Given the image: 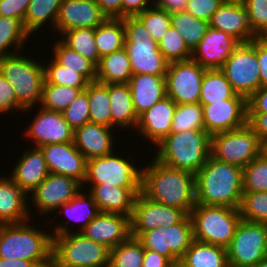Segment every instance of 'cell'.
I'll return each instance as SVG.
<instances>
[{
  "label": "cell",
  "instance_id": "obj_45",
  "mask_svg": "<svg viewBox=\"0 0 267 267\" xmlns=\"http://www.w3.org/2000/svg\"><path fill=\"white\" fill-rule=\"evenodd\" d=\"M51 58V61L47 62L48 65L44 64V83L63 85L76 89L87 88L89 82L82 75L76 73V71L66 69L53 57Z\"/></svg>",
  "mask_w": 267,
  "mask_h": 267
},
{
  "label": "cell",
  "instance_id": "obj_41",
  "mask_svg": "<svg viewBox=\"0 0 267 267\" xmlns=\"http://www.w3.org/2000/svg\"><path fill=\"white\" fill-rule=\"evenodd\" d=\"M94 36L95 28H75L67 30L60 38L68 47L98 66L101 58Z\"/></svg>",
  "mask_w": 267,
  "mask_h": 267
},
{
  "label": "cell",
  "instance_id": "obj_15",
  "mask_svg": "<svg viewBox=\"0 0 267 267\" xmlns=\"http://www.w3.org/2000/svg\"><path fill=\"white\" fill-rule=\"evenodd\" d=\"M82 189V184L71 177L49 173L46 179L30 193L31 195H28L31 198L28 201L32 202V205L29 202L30 215H33L30 210L32 206L41 216L54 213L55 210L57 213L62 204L69 202Z\"/></svg>",
  "mask_w": 267,
  "mask_h": 267
},
{
  "label": "cell",
  "instance_id": "obj_65",
  "mask_svg": "<svg viewBox=\"0 0 267 267\" xmlns=\"http://www.w3.org/2000/svg\"><path fill=\"white\" fill-rule=\"evenodd\" d=\"M232 3H236V4H240V5H244L245 3H247L249 0H226Z\"/></svg>",
  "mask_w": 267,
  "mask_h": 267
},
{
  "label": "cell",
  "instance_id": "obj_54",
  "mask_svg": "<svg viewBox=\"0 0 267 267\" xmlns=\"http://www.w3.org/2000/svg\"><path fill=\"white\" fill-rule=\"evenodd\" d=\"M30 0H0V16L24 21Z\"/></svg>",
  "mask_w": 267,
  "mask_h": 267
},
{
  "label": "cell",
  "instance_id": "obj_43",
  "mask_svg": "<svg viewBox=\"0 0 267 267\" xmlns=\"http://www.w3.org/2000/svg\"><path fill=\"white\" fill-rule=\"evenodd\" d=\"M144 247L133 236L110 250L108 267H142Z\"/></svg>",
  "mask_w": 267,
  "mask_h": 267
},
{
  "label": "cell",
  "instance_id": "obj_44",
  "mask_svg": "<svg viewBox=\"0 0 267 267\" xmlns=\"http://www.w3.org/2000/svg\"><path fill=\"white\" fill-rule=\"evenodd\" d=\"M204 130L203 108L199 103L176 104L171 133Z\"/></svg>",
  "mask_w": 267,
  "mask_h": 267
},
{
  "label": "cell",
  "instance_id": "obj_55",
  "mask_svg": "<svg viewBox=\"0 0 267 267\" xmlns=\"http://www.w3.org/2000/svg\"><path fill=\"white\" fill-rule=\"evenodd\" d=\"M254 49L260 67V88L267 87V37L254 38Z\"/></svg>",
  "mask_w": 267,
  "mask_h": 267
},
{
  "label": "cell",
  "instance_id": "obj_32",
  "mask_svg": "<svg viewBox=\"0 0 267 267\" xmlns=\"http://www.w3.org/2000/svg\"><path fill=\"white\" fill-rule=\"evenodd\" d=\"M132 75L130 59L123 48L101 58L96 80L104 84L128 83Z\"/></svg>",
  "mask_w": 267,
  "mask_h": 267
},
{
  "label": "cell",
  "instance_id": "obj_25",
  "mask_svg": "<svg viewBox=\"0 0 267 267\" xmlns=\"http://www.w3.org/2000/svg\"><path fill=\"white\" fill-rule=\"evenodd\" d=\"M87 187V188H86ZM90 187V188H89ZM92 195L100 212L122 214L131 217L134 201L141 187H117L114 185H82Z\"/></svg>",
  "mask_w": 267,
  "mask_h": 267
},
{
  "label": "cell",
  "instance_id": "obj_50",
  "mask_svg": "<svg viewBox=\"0 0 267 267\" xmlns=\"http://www.w3.org/2000/svg\"><path fill=\"white\" fill-rule=\"evenodd\" d=\"M89 101L87 93L82 91L79 96L64 110L63 115L75 130L90 121Z\"/></svg>",
  "mask_w": 267,
  "mask_h": 267
},
{
  "label": "cell",
  "instance_id": "obj_34",
  "mask_svg": "<svg viewBox=\"0 0 267 267\" xmlns=\"http://www.w3.org/2000/svg\"><path fill=\"white\" fill-rule=\"evenodd\" d=\"M95 44L100 58L124 48L125 29L122 18H107L95 28Z\"/></svg>",
  "mask_w": 267,
  "mask_h": 267
},
{
  "label": "cell",
  "instance_id": "obj_60",
  "mask_svg": "<svg viewBox=\"0 0 267 267\" xmlns=\"http://www.w3.org/2000/svg\"><path fill=\"white\" fill-rule=\"evenodd\" d=\"M107 18H121V0H95Z\"/></svg>",
  "mask_w": 267,
  "mask_h": 267
},
{
  "label": "cell",
  "instance_id": "obj_49",
  "mask_svg": "<svg viewBox=\"0 0 267 267\" xmlns=\"http://www.w3.org/2000/svg\"><path fill=\"white\" fill-rule=\"evenodd\" d=\"M151 38L159 42L171 27L170 13L152 4L148 9L138 14Z\"/></svg>",
  "mask_w": 267,
  "mask_h": 267
},
{
  "label": "cell",
  "instance_id": "obj_36",
  "mask_svg": "<svg viewBox=\"0 0 267 267\" xmlns=\"http://www.w3.org/2000/svg\"><path fill=\"white\" fill-rule=\"evenodd\" d=\"M237 93L220 69H206L201 83L199 104L210 105L233 98Z\"/></svg>",
  "mask_w": 267,
  "mask_h": 267
},
{
  "label": "cell",
  "instance_id": "obj_31",
  "mask_svg": "<svg viewBox=\"0 0 267 267\" xmlns=\"http://www.w3.org/2000/svg\"><path fill=\"white\" fill-rule=\"evenodd\" d=\"M177 267H229L226 248L193 240Z\"/></svg>",
  "mask_w": 267,
  "mask_h": 267
},
{
  "label": "cell",
  "instance_id": "obj_20",
  "mask_svg": "<svg viewBox=\"0 0 267 267\" xmlns=\"http://www.w3.org/2000/svg\"><path fill=\"white\" fill-rule=\"evenodd\" d=\"M239 44L228 33L209 26L201 42L192 51L191 59L205 69H220Z\"/></svg>",
  "mask_w": 267,
  "mask_h": 267
},
{
  "label": "cell",
  "instance_id": "obj_7",
  "mask_svg": "<svg viewBox=\"0 0 267 267\" xmlns=\"http://www.w3.org/2000/svg\"><path fill=\"white\" fill-rule=\"evenodd\" d=\"M124 49L129 56L134 74L165 76L169 62L158 48V42L151 38L137 16L124 17Z\"/></svg>",
  "mask_w": 267,
  "mask_h": 267
},
{
  "label": "cell",
  "instance_id": "obj_64",
  "mask_svg": "<svg viewBox=\"0 0 267 267\" xmlns=\"http://www.w3.org/2000/svg\"><path fill=\"white\" fill-rule=\"evenodd\" d=\"M253 267H267V257L259 261L256 265Z\"/></svg>",
  "mask_w": 267,
  "mask_h": 267
},
{
  "label": "cell",
  "instance_id": "obj_29",
  "mask_svg": "<svg viewBox=\"0 0 267 267\" xmlns=\"http://www.w3.org/2000/svg\"><path fill=\"white\" fill-rule=\"evenodd\" d=\"M128 85L138 117L167 97L165 76L134 74Z\"/></svg>",
  "mask_w": 267,
  "mask_h": 267
},
{
  "label": "cell",
  "instance_id": "obj_46",
  "mask_svg": "<svg viewBox=\"0 0 267 267\" xmlns=\"http://www.w3.org/2000/svg\"><path fill=\"white\" fill-rule=\"evenodd\" d=\"M239 212L245 221L267 223V192H243Z\"/></svg>",
  "mask_w": 267,
  "mask_h": 267
},
{
  "label": "cell",
  "instance_id": "obj_30",
  "mask_svg": "<svg viewBox=\"0 0 267 267\" xmlns=\"http://www.w3.org/2000/svg\"><path fill=\"white\" fill-rule=\"evenodd\" d=\"M109 97L111 109V128L136 130L139 117L137 116L132 93L128 83L109 84Z\"/></svg>",
  "mask_w": 267,
  "mask_h": 267
},
{
  "label": "cell",
  "instance_id": "obj_4",
  "mask_svg": "<svg viewBox=\"0 0 267 267\" xmlns=\"http://www.w3.org/2000/svg\"><path fill=\"white\" fill-rule=\"evenodd\" d=\"M67 224L53 226L52 267H108L110 249L73 232Z\"/></svg>",
  "mask_w": 267,
  "mask_h": 267
},
{
  "label": "cell",
  "instance_id": "obj_35",
  "mask_svg": "<svg viewBox=\"0 0 267 267\" xmlns=\"http://www.w3.org/2000/svg\"><path fill=\"white\" fill-rule=\"evenodd\" d=\"M85 191L87 190L82 189L74 198L57 209L61 214H66L69 219L66 223L73 220L80 224L77 227L78 231L75 229L74 232H81L100 213L92 195Z\"/></svg>",
  "mask_w": 267,
  "mask_h": 267
},
{
  "label": "cell",
  "instance_id": "obj_6",
  "mask_svg": "<svg viewBox=\"0 0 267 267\" xmlns=\"http://www.w3.org/2000/svg\"><path fill=\"white\" fill-rule=\"evenodd\" d=\"M21 53V54H20ZM22 52L0 57V74L13 87L18 104L31 112L40 104L44 78V63L33 60Z\"/></svg>",
  "mask_w": 267,
  "mask_h": 267
},
{
  "label": "cell",
  "instance_id": "obj_28",
  "mask_svg": "<svg viewBox=\"0 0 267 267\" xmlns=\"http://www.w3.org/2000/svg\"><path fill=\"white\" fill-rule=\"evenodd\" d=\"M0 176V224L22 223L31 220L29 196L10 176Z\"/></svg>",
  "mask_w": 267,
  "mask_h": 267
},
{
  "label": "cell",
  "instance_id": "obj_12",
  "mask_svg": "<svg viewBox=\"0 0 267 267\" xmlns=\"http://www.w3.org/2000/svg\"><path fill=\"white\" fill-rule=\"evenodd\" d=\"M137 239L144 249L155 251L167 257L177 267L179 260L194 240L191 217L186 215L175 225L145 231Z\"/></svg>",
  "mask_w": 267,
  "mask_h": 267
},
{
  "label": "cell",
  "instance_id": "obj_39",
  "mask_svg": "<svg viewBox=\"0 0 267 267\" xmlns=\"http://www.w3.org/2000/svg\"><path fill=\"white\" fill-rule=\"evenodd\" d=\"M84 91L87 93L89 101L90 122L111 128L109 84L96 80L89 82Z\"/></svg>",
  "mask_w": 267,
  "mask_h": 267
},
{
  "label": "cell",
  "instance_id": "obj_2",
  "mask_svg": "<svg viewBox=\"0 0 267 267\" xmlns=\"http://www.w3.org/2000/svg\"><path fill=\"white\" fill-rule=\"evenodd\" d=\"M243 168L221 162L209 156L195 174L196 204L239 209Z\"/></svg>",
  "mask_w": 267,
  "mask_h": 267
},
{
  "label": "cell",
  "instance_id": "obj_42",
  "mask_svg": "<svg viewBox=\"0 0 267 267\" xmlns=\"http://www.w3.org/2000/svg\"><path fill=\"white\" fill-rule=\"evenodd\" d=\"M84 90L85 89L44 83L39 107L45 110L63 113Z\"/></svg>",
  "mask_w": 267,
  "mask_h": 267
},
{
  "label": "cell",
  "instance_id": "obj_57",
  "mask_svg": "<svg viewBox=\"0 0 267 267\" xmlns=\"http://www.w3.org/2000/svg\"><path fill=\"white\" fill-rule=\"evenodd\" d=\"M247 125L260 141L267 139V113H247Z\"/></svg>",
  "mask_w": 267,
  "mask_h": 267
},
{
  "label": "cell",
  "instance_id": "obj_21",
  "mask_svg": "<svg viewBox=\"0 0 267 267\" xmlns=\"http://www.w3.org/2000/svg\"><path fill=\"white\" fill-rule=\"evenodd\" d=\"M106 19L95 0H62L54 31L61 36L75 28H96Z\"/></svg>",
  "mask_w": 267,
  "mask_h": 267
},
{
  "label": "cell",
  "instance_id": "obj_33",
  "mask_svg": "<svg viewBox=\"0 0 267 267\" xmlns=\"http://www.w3.org/2000/svg\"><path fill=\"white\" fill-rule=\"evenodd\" d=\"M61 3L62 0H30L23 21L26 31L30 35L34 33L37 35V30L40 31L43 25L50 24L49 29L55 30Z\"/></svg>",
  "mask_w": 267,
  "mask_h": 267
},
{
  "label": "cell",
  "instance_id": "obj_27",
  "mask_svg": "<svg viewBox=\"0 0 267 267\" xmlns=\"http://www.w3.org/2000/svg\"><path fill=\"white\" fill-rule=\"evenodd\" d=\"M21 153L17 164L13 167V173L9 176L27 195H30L46 179L49 170L40 147L30 146Z\"/></svg>",
  "mask_w": 267,
  "mask_h": 267
},
{
  "label": "cell",
  "instance_id": "obj_10",
  "mask_svg": "<svg viewBox=\"0 0 267 267\" xmlns=\"http://www.w3.org/2000/svg\"><path fill=\"white\" fill-rule=\"evenodd\" d=\"M119 153L87 160L86 177L82 185H114L117 187H141L142 166H135ZM134 164V165H133ZM139 167V168H138Z\"/></svg>",
  "mask_w": 267,
  "mask_h": 267
},
{
  "label": "cell",
  "instance_id": "obj_48",
  "mask_svg": "<svg viewBox=\"0 0 267 267\" xmlns=\"http://www.w3.org/2000/svg\"><path fill=\"white\" fill-rule=\"evenodd\" d=\"M158 48L169 63L191 59L192 51L185 44L183 37L173 27H170L158 42Z\"/></svg>",
  "mask_w": 267,
  "mask_h": 267
},
{
  "label": "cell",
  "instance_id": "obj_58",
  "mask_svg": "<svg viewBox=\"0 0 267 267\" xmlns=\"http://www.w3.org/2000/svg\"><path fill=\"white\" fill-rule=\"evenodd\" d=\"M150 0H121V18L137 16L153 3Z\"/></svg>",
  "mask_w": 267,
  "mask_h": 267
},
{
  "label": "cell",
  "instance_id": "obj_47",
  "mask_svg": "<svg viewBox=\"0 0 267 267\" xmlns=\"http://www.w3.org/2000/svg\"><path fill=\"white\" fill-rule=\"evenodd\" d=\"M243 192H267V161L257 156L242 172Z\"/></svg>",
  "mask_w": 267,
  "mask_h": 267
},
{
  "label": "cell",
  "instance_id": "obj_22",
  "mask_svg": "<svg viewBox=\"0 0 267 267\" xmlns=\"http://www.w3.org/2000/svg\"><path fill=\"white\" fill-rule=\"evenodd\" d=\"M80 233L111 250L131 236L130 217L100 212Z\"/></svg>",
  "mask_w": 267,
  "mask_h": 267
},
{
  "label": "cell",
  "instance_id": "obj_56",
  "mask_svg": "<svg viewBox=\"0 0 267 267\" xmlns=\"http://www.w3.org/2000/svg\"><path fill=\"white\" fill-rule=\"evenodd\" d=\"M247 113H267V87H261L247 99Z\"/></svg>",
  "mask_w": 267,
  "mask_h": 267
},
{
  "label": "cell",
  "instance_id": "obj_24",
  "mask_svg": "<svg viewBox=\"0 0 267 267\" xmlns=\"http://www.w3.org/2000/svg\"><path fill=\"white\" fill-rule=\"evenodd\" d=\"M175 110L176 103L171 98L165 97L139 116L136 132L152 145H159L171 133Z\"/></svg>",
  "mask_w": 267,
  "mask_h": 267
},
{
  "label": "cell",
  "instance_id": "obj_8",
  "mask_svg": "<svg viewBox=\"0 0 267 267\" xmlns=\"http://www.w3.org/2000/svg\"><path fill=\"white\" fill-rule=\"evenodd\" d=\"M190 217L194 240L227 248L241 221L239 209L196 204Z\"/></svg>",
  "mask_w": 267,
  "mask_h": 267
},
{
  "label": "cell",
  "instance_id": "obj_53",
  "mask_svg": "<svg viewBox=\"0 0 267 267\" xmlns=\"http://www.w3.org/2000/svg\"><path fill=\"white\" fill-rule=\"evenodd\" d=\"M22 112L24 109L18 104L13 87L8 83L5 77L0 74V114Z\"/></svg>",
  "mask_w": 267,
  "mask_h": 267
},
{
  "label": "cell",
  "instance_id": "obj_1",
  "mask_svg": "<svg viewBox=\"0 0 267 267\" xmlns=\"http://www.w3.org/2000/svg\"><path fill=\"white\" fill-rule=\"evenodd\" d=\"M151 160L142 167L140 192L155 202L179 208L190 215L196 205L195 174L170 168L153 156Z\"/></svg>",
  "mask_w": 267,
  "mask_h": 267
},
{
  "label": "cell",
  "instance_id": "obj_59",
  "mask_svg": "<svg viewBox=\"0 0 267 267\" xmlns=\"http://www.w3.org/2000/svg\"><path fill=\"white\" fill-rule=\"evenodd\" d=\"M142 267H176L167 257L155 251L144 249Z\"/></svg>",
  "mask_w": 267,
  "mask_h": 267
},
{
  "label": "cell",
  "instance_id": "obj_61",
  "mask_svg": "<svg viewBox=\"0 0 267 267\" xmlns=\"http://www.w3.org/2000/svg\"><path fill=\"white\" fill-rule=\"evenodd\" d=\"M187 0H156L154 3L160 9H164L169 13L176 11H184Z\"/></svg>",
  "mask_w": 267,
  "mask_h": 267
},
{
  "label": "cell",
  "instance_id": "obj_17",
  "mask_svg": "<svg viewBox=\"0 0 267 267\" xmlns=\"http://www.w3.org/2000/svg\"><path fill=\"white\" fill-rule=\"evenodd\" d=\"M204 130L211 136L236 130L247 124V99L236 94L233 98L203 105Z\"/></svg>",
  "mask_w": 267,
  "mask_h": 267
},
{
  "label": "cell",
  "instance_id": "obj_19",
  "mask_svg": "<svg viewBox=\"0 0 267 267\" xmlns=\"http://www.w3.org/2000/svg\"><path fill=\"white\" fill-rule=\"evenodd\" d=\"M49 173L71 177L83 184L87 159L74 142L49 144L40 147Z\"/></svg>",
  "mask_w": 267,
  "mask_h": 267
},
{
  "label": "cell",
  "instance_id": "obj_9",
  "mask_svg": "<svg viewBox=\"0 0 267 267\" xmlns=\"http://www.w3.org/2000/svg\"><path fill=\"white\" fill-rule=\"evenodd\" d=\"M259 150L260 139L247 124L236 130L210 136V156L240 168L259 156Z\"/></svg>",
  "mask_w": 267,
  "mask_h": 267
},
{
  "label": "cell",
  "instance_id": "obj_14",
  "mask_svg": "<svg viewBox=\"0 0 267 267\" xmlns=\"http://www.w3.org/2000/svg\"><path fill=\"white\" fill-rule=\"evenodd\" d=\"M205 70L193 59L170 62L165 75L167 97L176 104L199 103Z\"/></svg>",
  "mask_w": 267,
  "mask_h": 267
},
{
  "label": "cell",
  "instance_id": "obj_52",
  "mask_svg": "<svg viewBox=\"0 0 267 267\" xmlns=\"http://www.w3.org/2000/svg\"><path fill=\"white\" fill-rule=\"evenodd\" d=\"M224 1L225 0H187L184 11L209 23L213 14Z\"/></svg>",
  "mask_w": 267,
  "mask_h": 267
},
{
  "label": "cell",
  "instance_id": "obj_26",
  "mask_svg": "<svg viewBox=\"0 0 267 267\" xmlns=\"http://www.w3.org/2000/svg\"><path fill=\"white\" fill-rule=\"evenodd\" d=\"M114 131L113 128L89 121L74 130L73 142L87 160L102 157L115 151Z\"/></svg>",
  "mask_w": 267,
  "mask_h": 267
},
{
  "label": "cell",
  "instance_id": "obj_13",
  "mask_svg": "<svg viewBox=\"0 0 267 267\" xmlns=\"http://www.w3.org/2000/svg\"><path fill=\"white\" fill-rule=\"evenodd\" d=\"M233 90L246 99L260 89V67L254 39L240 43L220 68Z\"/></svg>",
  "mask_w": 267,
  "mask_h": 267
},
{
  "label": "cell",
  "instance_id": "obj_23",
  "mask_svg": "<svg viewBox=\"0 0 267 267\" xmlns=\"http://www.w3.org/2000/svg\"><path fill=\"white\" fill-rule=\"evenodd\" d=\"M209 26L228 33L240 43L256 38L253 35L250 13L245 6L226 0L213 14Z\"/></svg>",
  "mask_w": 267,
  "mask_h": 267
},
{
  "label": "cell",
  "instance_id": "obj_40",
  "mask_svg": "<svg viewBox=\"0 0 267 267\" xmlns=\"http://www.w3.org/2000/svg\"><path fill=\"white\" fill-rule=\"evenodd\" d=\"M171 27L183 37L187 47L193 51L207 33L209 23L194 17L186 11L170 13Z\"/></svg>",
  "mask_w": 267,
  "mask_h": 267
},
{
  "label": "cell",
  "instance_id": "obj_38",
  "mask_svg": "<svg viewBox=\"0 0 267 267\" xmlns=\"http://www.w3.org/2000/svg\"><path fill=\"white\" fill-rule=\"evenodd\" d=\"M52 57L68 70L76 71L88 82L96 81L97 66L68 47L61 39H56L53 44Z\"/></svg>",
  "mask_w": 267,
  "mask_h": 267
},
{
  "label": "cell",
  "instance_id": "obj_16",
  "mask_svg": "<svg viewBox=\"0 0 267 267\" xmlns=\"http://www.w3.org/2000/svg\"><path fill=\"white\" fill-rule=\"evenodd\" d=\"M187 214L179 209L155 202L141 192L136 196L130 217L131 236L163 226L179 223Z\"/></svg>",
  "mask_w": 267,
  "mask_h": 267
},
{
  "label": "cell",
  "instance_id": "obj_5",
  "mask_svg": "<svg viewBox=\"0 0 267 267\" xmlns=\"http://www.w3.org/2000/svg\"><path fill=\"white\" fill-rule=\"evenodd\" d=\"M156 147L157 161L196 174L210 156V135L205 130L170 133Z\"/></svg>",
  "mask_w": 267,
  "mask_h": 267
},
{
  "label": "cell",
  "instance_id": "obj_3",
  "mask_svg": "<svg viewBox=\"0 0 267 267\" xmlns=\"http://www.w3.org/2000/svg\"><path fill=\"white\" fill-rule=\"evenodd\" d=\"M28 220L0 224V258L35 262L39 267H52L53 237Z\"/></svg>",
  "mask_w": 267,
  "mask_h": 267
},
{
  "label": "cell",
  "instance_id": "obj_37",
  "mask_svg": "<svg viewBox=\"0 0 267 267\" xmlns=\"http://www.w3.org/2000/svg\"><path fill=\"white\" fill-rule=\"evenodd\" d=\"M30 37L20 19L0 16V57L22 52Z\"/></svg>",
  "mask_w": 267,
  "mask_h": 267
},
{
  "label": "cell",
  "instance_id": "obj_18",
  "mask_svg": "<svg viewBox=\"0 0 267 267\" xmlns=\"http://www.w3.org/2000/svg\"><path fill=\"white\" fill-rule=\"evenodd\" d=\"M31 124L25 128L23 135L41 147L49 144L73 142L74 130L65 120L62 112L39 108ZM27 129V130H26Z\"/></svg>",
  "mask_w": 267,
  "mask_h": 267
},
{
  "label": "cell",
  "instance_id": "obj_51",
  "mask_svg": "<svg viewBox=\"0 0 267 267\" xmlns=\"http://www.w3.org/2000/svg\"><path fill=\"white\" fill-rule=\"evenodd\" d=\"M244 6L250 13L253 35L267 37V0H249Z\"/></svg>",
  "mask_w": 267,
  "mask_h": 267
},
{
  "label": "cell",
  "instance_id": "obj_63",
  "mask_svg": "<svg viewBox=\"0 0 267 267\" xmlns=\"http://www.w3.org/2000/svg\"><path fill=\"white\" fill-rule=\"evenodd\" d=\"M259 156L267 161V139L260 141Z\"/></svg>",
  "mask_w": 267,
  "mask_h": 267
},
{
  "label": "cell",
  "instance_id": "obj_11",
  "mask_svg": "<svg viewBox=\"0 0 267 267\" xmlns=\"http://www.w3.org/2000/svg\"><path fill=\"white\" fill-rule=\"evenodd\" d=\"M229 267H253L267 257V223L241 219L226 248Z\"/></svg>",
  "mask_w": 267,
  "mask_h": 267
},
{
  "label": "cell",
  "instance_id": "obj_62",
  "mask_svg": "<svg viewBox=\"0 0 267 267\" xmlns=\"http://www.w3.org/2000/svg\"><path fill=\"white\" fill-rule=\"evenodd\" d=\"M0 267H39L35 262L19 259L0 258Z\"/></svg>",
  "mask_w": 267,
  "mask_h": 267
}]
</instances>
